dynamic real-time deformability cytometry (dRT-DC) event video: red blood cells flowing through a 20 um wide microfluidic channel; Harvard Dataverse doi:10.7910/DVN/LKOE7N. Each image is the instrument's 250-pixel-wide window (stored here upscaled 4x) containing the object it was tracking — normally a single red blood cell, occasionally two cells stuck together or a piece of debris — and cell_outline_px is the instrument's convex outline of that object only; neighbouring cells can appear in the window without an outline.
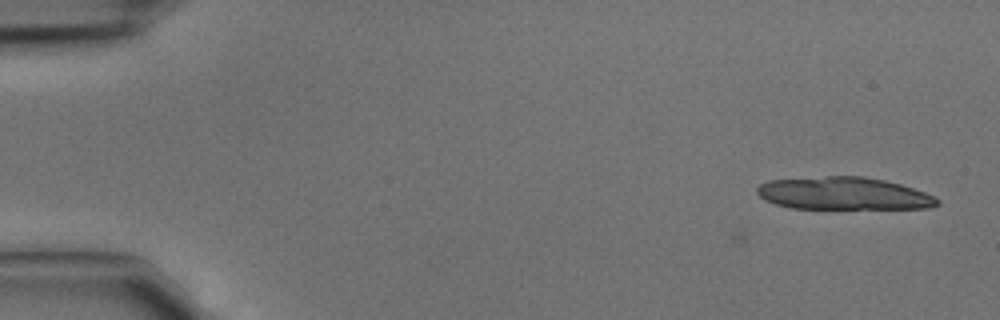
{"species": "common noctule bat (a hibernating species)", "species_latin": "Nyctalus noctula", "temperature_condition": "cold", "stored_images_in_passage": 3, "camera_frame_rate_fps": 3000, "um_per_image_px": 0.085, "animal": {"sex": "male", "body_mass_g": 15.6}, "frame": {"image": 1, "passage_image": 3, "time_ms": 0.667, "image_size_px": [1000, 320], "cell_outline_px": [[940, 204], [928, 208], [792, 208], [776, 204], [764, 200], [756, 192], [756, 188], [760, 184], [768, 180], [828, 176], [860, 176], [884, 180], [900, 184], [936, 196], [940, 200]], "centroid_in_image_um": [71.7, 16.44], "position_along_channel_um": 13.3, "area_um2": 34.1}}